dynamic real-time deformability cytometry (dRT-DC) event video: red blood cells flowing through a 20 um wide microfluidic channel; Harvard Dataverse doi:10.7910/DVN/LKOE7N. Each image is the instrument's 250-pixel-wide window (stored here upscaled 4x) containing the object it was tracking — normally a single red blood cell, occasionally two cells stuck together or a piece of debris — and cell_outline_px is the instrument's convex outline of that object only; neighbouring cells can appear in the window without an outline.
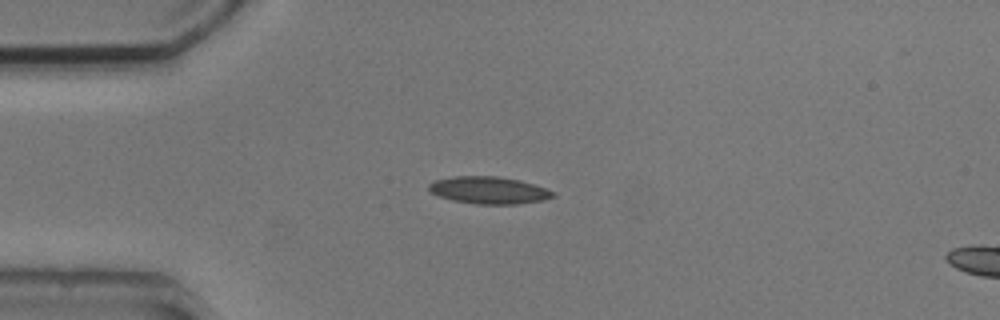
{"species": "common noctule bat (a hibernating species)", "species_latin": "Nyctalus noctula", "temperature_condition": "cold", "stored_images_in_passage": 2, "segment_of_instrument_passage": [1, 2], "camera_frame_rate_fps": 3000, "um_per_image_px": 0.085, "animal": {"sex": "male", "body_mass_g": 20.5, "forearm_length_mm": 52.5}, "frame": {"image": 1, "passage_image": 1, "time_ms": 0.0, "image_size_px": [1000, 320], "cell_outline_px": [[556, 196], [544, 200], [516, 204], [476, 204], [452, 200], [428, 192], [428, 184], [436, 180], [456, 176], [496, 176], [520, 180], [544, 188], [552, 192]], "centroid_in_image_um": [41.52, 16.17], "position_along_channel_um": 43.5, "area_um2": 19.54}}